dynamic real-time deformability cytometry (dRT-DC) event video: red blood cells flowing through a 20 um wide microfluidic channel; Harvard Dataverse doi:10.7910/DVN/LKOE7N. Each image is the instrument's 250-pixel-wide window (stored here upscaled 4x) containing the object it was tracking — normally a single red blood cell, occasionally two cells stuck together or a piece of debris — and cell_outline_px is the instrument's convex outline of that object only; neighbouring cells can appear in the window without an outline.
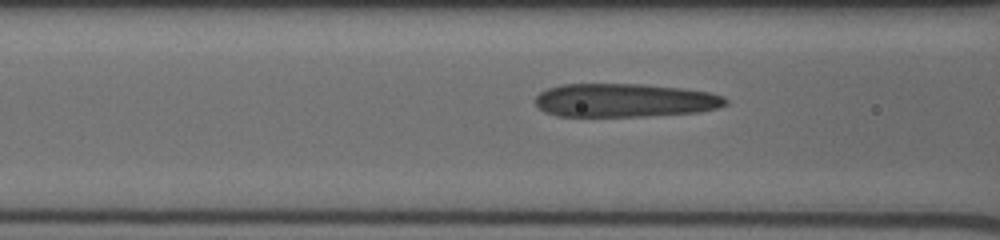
{"species": "human", "species_latin": "Homo sapiens", "temperature_condition": "cold", "stored_images_in_passage": 27, "camera_frame_rate_fps": 3000, "um_per_image_px": 0.085, "donor": {"sex": "male"}, "frame": {"image": 1, "passage_image": 5, "time_ms": 1.333, "image_size_px": [1000, 240], "cell_outline_px": [[728, 104], [716, 108], [700, 112], [648, 116], [556, 116], [544, 112], [536, 104], [536, 96], [540, 92], [548, 88], [560, 84], [644, 84], [684, 88], [708, 92], [724, 96], [728, 100]], "centroid_in_image_um": [53.11, 8.52], "position_along_channel_um": 113.5, "area_um2": 37.45}}
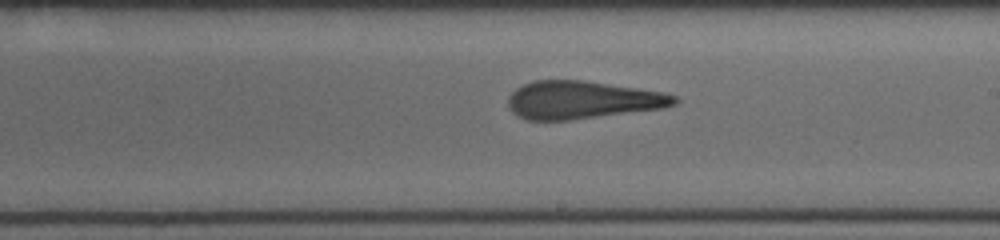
{"frame": {"image": 2, "passage_image": 14, "time_ms": 4.333, "image_size_px": [1000, 240], "cell_outline_px": [[680, 100], [676, 104], [664, 108], [568, 120], [528, 120], [516, 116], [508, 108], [508, 96], [516, 88], [524, 84], [536, 80], [584, 80], [664, 92], [676, 96]], "centroid_in_image_um": [49.48, 8.49], "position_along_channel_um": 239.5, "area_um2": 36.76}}
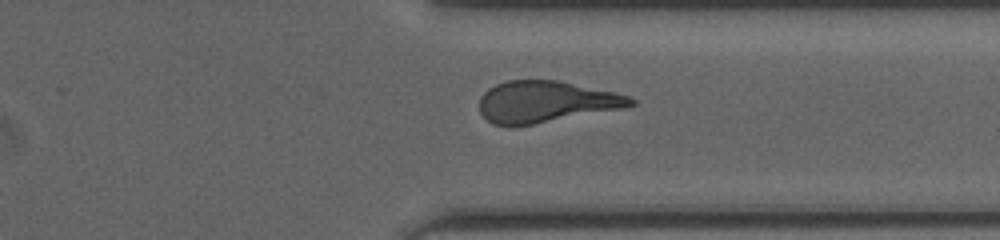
{"frame": {"image": 3, "passage_image": 23, "time_ms": 7.333, "image_size_px": [1000, 240], "cell_outline_px": [[636, 104], [624, 108], [532, 124], [492, 124], [480, 112], [480, 96], [488, 88], [496, 84], [508, 80], [556, 80], [612, 92], [628, 96], [636, 100]], "centroid_in_image_um": [46.39, 8.63], "position_along_channel_um": 365.0, "area_um2": 35.89}}